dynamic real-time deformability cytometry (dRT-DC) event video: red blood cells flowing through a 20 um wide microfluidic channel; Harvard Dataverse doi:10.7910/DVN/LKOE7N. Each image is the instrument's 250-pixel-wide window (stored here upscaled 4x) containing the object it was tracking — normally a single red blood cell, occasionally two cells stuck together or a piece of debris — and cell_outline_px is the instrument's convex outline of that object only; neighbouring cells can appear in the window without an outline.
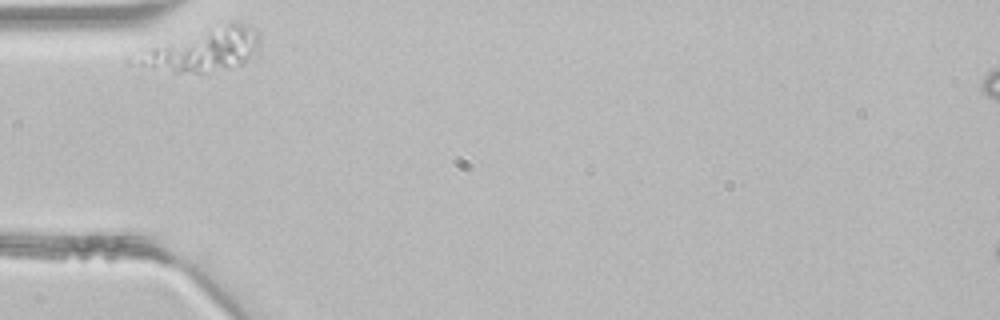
{"species": "common noctule bat (a hibernating species)", "species_latin": "Nyctalus noctula", "temperature_condition": "room temperature", "stored_images_in_passage": 2, "camera_frame_rate_fps": 3000, "um_per_image_px": 0.085, "animal": {"sex": "male", "body_mass_g": 21.5, "forearm_length_mm": 52.0}, "frame": {"image": 1, "passage_image": 1, "time_ms": 0.0, "image_size_px": [1000, 320], "cell_outline_px": [[260, 40], [256, 48], [240, 64], [200, 72], [172, 72], [128, 64], [128, 56], [228, 20], [236, 20], [256, 28], [260, 36]], "centroid_in_image_um": [17.17, 4.2], "position_along_channel_um": 67.8, "area_um2": 30.58}}
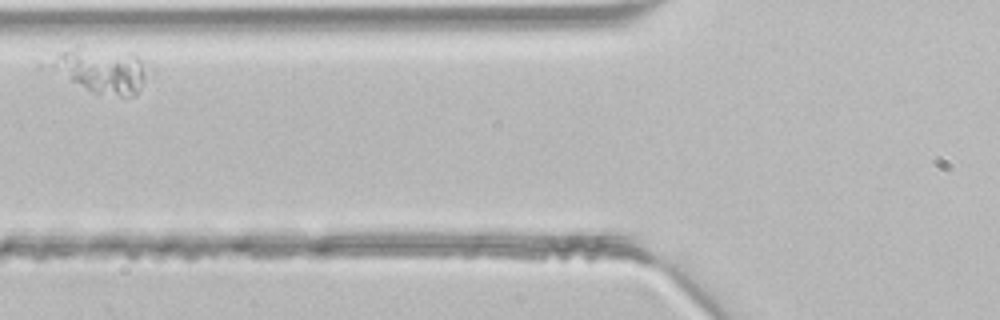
{"frame": {"image": 2, "passage_image": 2, "time_ms": 0.333, "image_size_px": [1000, 320], "cell_outline_px": [[148, 72], [136, 96], [120, 96], [96, 92], [68, 80], [60, 60], [60, 52], [132, 52], [148, 68]], "centroid_in_image_um": [8.97, 6.09], "position_along_channel_um": 116.8, "area_um2": 22.14}}